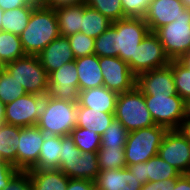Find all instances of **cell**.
Segmentation results:
<instances>
[{
	"mask_svg": "<svg viewBox=\"0 0 190 190\" xmlns=\"http://www.w3.org/2000/svg\"><path fill=\"white\" fill-rule=\"evenodd\" d=\"M187 9H190V0H181Z\"/></svg>",
	"mask_w": 190,
	"mask_h": 190,
	"instance_id": "cell-53",
	"label": "cell"
},
{
	"mask_svg": "<svg viewBox=\"0 0 190 190\" xmlns=\"http://www.w3.org/2000/svg\"><path fill=\"white\" fill-rule=\"evenodd\" d=\"M25 94L27 92L23 85L19 84L14 76L4 69L0 80V101L8 104Z\"/></svg>",
	"mask_w": 190,
	"mask_h": 190,
	"instance_id": "cell-32",
	"label": "cell"
},
{
	"mask_svg": "<svg viewBox=\"0 0 190 190\" xmlns=\"http://www.w3.org/2000/svg\"><path fill=\"white\" fill-rule=\"evenodd\" d=\"M114 116L128 132L156 125L147 109L144 94L137 87L118 93Z\"/></svg>",
	"mask_w": 190,
	"mask_h": 190,
	"instance_id": "cell-3",
	"label": "cell"
},
{
	"mask_svg": "<svg viewBox=\"0 0 190 190\" xmlns=\"http://www.w3.org/2000/svg\"><path fill=\"white\" fill-rule=\"evenodd\" d=\"M86 4L102 13L112 22L126 18L121 0H87Z\"/></svg>",
	"mask_w": 190,
	"mask_h": 190,
	"instance_id": "cell-37",
	"label": "cell"
},
{
	"mask_svg": "<svg viewBox=\"0 0 190 190\" xmlns=\"http://www.w3.org/2000/svg\"><path fill=\"white\" fill-rule=\"evenodd\" d=\"M14 166L6 161H0V190H3L10 179L18 172Z\"/></svg>",
	"mask_w": 190,
	"mask_h": 190,
	"instance_id": "cell-42",
	"label": "cell"
},
{
	"mask_svg": "<svg viewBox=\"0 0 190 190\" xmlns=\"http://www.w3.org/2000/svg\"><path fill=\"white\" fill-rule=\"evenodd\" d=\"M116 28V53L124 62L128 63L131 70V58L141 41L150 32L144 18L126 17L112 22Z\"/></svg>",
	"mask_w": 190,
	"mask_h": 190,
	"instance_id": "cell-7",
	"label": "cell"
},
{
	"mask_svg": "<svg viewBox=\"0 0 190 190\" xmlns=\"http://www.w3.org/2000/svg\"><path fill=\"white\" fill-rule=\"evenodd\" d=\"M186 10L181 0H150L144 20L150 32H155L158 28L173 22Z\"/></svg>",
	"mask_w": 190,
	"mask_h": 190,
	"instance_id": "cell-16",
	"label": "cell"
},
{
	"mask_svg": "<svg viewBox=\"0 0 190 190\" xmlns=\"http://www.w3.org/2000/svg\"><path fill=\"white\" fill-rule=\"evenodd\" d=\"M117 97V92L100 86L79 91L78 104L100 112L115 113Z\"/></svg>",
	"mask_w": 190,
	"mask_h": 190,
	"instance_id": "cell-20",
	"label": "cell"
},
{
	"mask_svg": "<svg viewBox=\"0 0 190 190\" xmlns=\"http://www.w3.org/2000/svg\"><path fill=\"white\" fill-rule=\"evenodd\" d=\"M170 61L158 36L149 32L137 48L135 58H131V71L137 76L142 72L167 66Z\"/></svg>",
	"mask_w": 190,
	"mask_h": 190,
	"instance_id": "cell-10",
	"label": "cell"
},
{
	"mask_svg": "<svg viewBox=\"0 0 190 190\" xmlns=\"http://www.w3.org/2000/svg\"><path fill=\"white\" fill-rule=\"evenodd\" d=\"M60 36L68 37L81 31L83 2L55 9Z\"/></svg>",
	"mask_w": 190,
	"mask_h": 190,
	"instance_id": "cell-23",
	"label": "cell"
},
{
	"mask_svg": "<svg viewBox=\"0 0 190 190\" xmlns=\"http://www.w3.org/2000/svg\"><path fill=\"white\" fill-rule=\"evenodd\" d=\"M180 130L190 140V120H184Z\"/></svg>",
	"mask_w": 190,
	"mask_h": 190,
	"instance_id": "cell-49",
	"label": "cell"
},
{
	"mask_svg": "<svg viewBox=\"0 0 190 190\" xmlns=\"http://www.w3.org/2000/svg\"><path fill=\"white\" fill-rule=\"evenodd\" d=\"M170 60L184 57L190 48V9L154 32Z\"/></svg>",
	"mask_w": 190,
	"mask_h": 190,
	"instance_id": "cell-8",
	"label": "cell"
},
{
	"mask_svg": "<svg viewBox=\"0 0 190 190\" xmlns=\"http://www.w3.org/2000/svg\"><path fill=\"white\" fill-rule=\"evenodd\" d=\"M94 54L99 57H118L116 53V28L113 25L95 39Z\"/></svg>",
	"mask_w": 190,
	"mask_h": 190,
	"instance_id": "cell-35",
	"label": "cell"
},
{
	"mask_svg": "<svg viewBox=\"0 0 190 190\" xmlns=\"http://www.w3.org/2000/svg\"><path fill=\"white\" fill-rule=\"evenodd\" d=\"M80 149L75 145L71 135L62 136V148L60 152L59 165L64 160H73L81 156Z\"/></svg>",
	"mask_w": 190,
	"mask_h": 190,
	"instance_id": "cell-41",
	"label": "cell"
},
{
	"mask_svg": "<svg viewBox=\"0 0 190 190\" xmlns=\"http://www.w3.org/2000/svg\"><path fill=\"white\" fill-rule=\"evenodd\" d=\"M78 102L44 96L42 111L36 126L46 135H70L76 127Z\"/></svg>",
	"mask_w": 190,
	"mask_h": 190,
	"instance_id": "cell-2",
	"label": "cell"
},
{
	"mask_svg": "<svg viewBox=\"0 0 190 190\" xmlns=\"http://www.w3.org/2000/svg\"><path fill=\"white\" fill-rule=\"evenodd\" d=\"M39 2L35 0H0V7L4 10H12L18 7L27 5H38Z\"/></svg>",
	"mask_w": 190,
	"mask_h": 190,
	"instance_id": "cell-45",
	"label": "cell"
},
{
	"mask_svg": "<svg viewBox=\"0 0 190 190\" xmlns=\"http://www.w3.org/2000/svg\"><path fill=\"white\" fill-rule=\"evenodd\" d=\"M145 171L148 182H157L165 179L178 178L181 174L159 155L151 157L145 162Z\"/></svg>",
	"mask_w": 190,
	"mask_h": 190,
	"instance_id": "cell-30",
	"label": "cell"
},
{
	"mask_svg": "<svg viewBox=\"0 0 190 190\" xmlns=\"http://www.w3.org/2000/svg\"><path fill=\"white\" fill-rule=\"evenodd\" d=\"M37 56L48 75L63 64L73 62L76 59L69 39L63 36L50 42Z\"/></svg>",
	"mask_w": 190,
	"mask_h": 190,
	"instance_id": "cell-17",
	"label": "cell"
},
{
	"mask_svg": "<svg viewBox=\"0 0 190 190\" xmlns=\"http://www.w3.org/2000/svg\"><path fill=\"white\" fill-rule=\"evenodd\" d=\"M125 17L144 18L150 0H121Z\"/></svg>",
	"mask_w": 190,
	"mask_h": 190,
	"instance_id": "cell-39",
	"label": "cell"
},
{
	"mask_svg": "<svg viewBox=\"0 0 190 190\" xmlns=\"http://www.w3.org/2000/svg\"><path fill=\"white\" fill-rule=\"evenodd\" d=\"M37 5H27L4 11L2 15V31L20 35L27 27L31 13Z\"/></svg>",
	"mask_w": 190,
	"mask_h": 190,
	"instance_id": "cell-28",
	"label": "cell"
},
{
	"mask_svg": "<svg viewBox=\"0 0 190 190\" xmlns=\"http://www.w3.org/2000/svg\"><path fill=\"white\" fill-rule=\"evenodd\" d=\"M4 68H5V65L3 64V62L0 59V69H4Z\"/></svg>",
	"mask_w": 190,
	"mask_h": 190,
	"instance_id": "cell-55",
	"label": "cell"
},
{
	"mask_svg": "<svg viewBox=\"0 0 190 190\" xmlns=\"http://www.w3.org/2000/svg\"><path fill=\"white\" fill-rule=\"evenodd\" d=\"M177 178L165 179L157 182H147L142 185L140 190H173Z\"/></svg>",
	"mask_w": 190,
	"mask_h": 190,
	"instance_id": "cell-43",
	"label": "cell"
},
{
	"mask_svg": "<svg viewBox=\"0 0 190 190\" xmlns=\"http://www.w3.org/2000/svg\"><path fill=\"white\" fill-rule=\"evenodd\" d=\"M177 94L185 101L190 99V70L180 61L171 60Z\"/></svg>",
	"mask_w": 190,
	"mask_h": 190,
	"instance_id": "cell-34",
	"label": "cell"
},
{
	"mask_svg": "<svg viewBox=\"0 0 190 190\" xmlns=\"http://www.w3.org/2000/svg\"><path fill=\"white\" fill-rule=\"evenodd\" d=\"M67 38L69 39L75 58L94 54V38L82 32L69 35Z\"/></svg>",
	"mask_w": 190,
	"mask_h": 190,
	"instance_id": "cell-38",
	"label": "cell"
},
{
	"mask_svg": "<svg viewBox=\"0 0 190 190\" xmlns=\"http://www.w3.org/2000/svg\"><path fill=\"white\" fill-rule=\"evenodd\" d=\"M25 55L19 35L0 31V59L4 65Z\"/></svg>",
	"mask_w": 190,
	"mask_h": 190,
	"instance_id": "cell-29",
	"label": "cell"
},
{
	"mask_svg": "<svg viewBox=\"0 0 190 190\" xmlns=\"http://www.w3.org/2000/svg\"><path fill=\"white\" fill-rule=\"evenodd\" d=\"M70 135L81 152H97L101 147V136L89 129L76 126Z\"/></svg>",
	"mask_w": 190,
	"mask_h": 190,
	"instance_id": "cell-33",
	"label": "cell"
},
{
	"mask_svg": "<svg viewBox=\"0 0 190 190\" xmlns=\"http://www.w3.org/2000/svg\"><path fill=\"white\" fill-rule=\"evenodd\" d=\"M185 56H190V48L188 49L187 53Z\"/></svg>",
	"mask_w": 190,
	"mask_h": 190,
	"instance_id": "cell-56",
	"label": "cell"
},
{
	"mask_svg": "<svg viewBox=\"0 0 190 190\" xmlns=\"http://www.w3.org/2000/svg\"><path fill=\"white\" fill-rule=\"evenodd\" d=\"M34 190H66L69 178L61 170H28Z\"/></svg>",
	"mask_w": 190,
	"mask_h": 190,
	"instance_id": "cell-24",
	"label": "cell"
},
{
	"mask_svg": "<svg viewBox=\"0 0 190 190\" xmlns=\"http://www.w3.org/2000/svg\"><path fill=\"white\" fill-rule=\"evenodd\" d=\"M4 69H0V80H1V75L3 73Z\"/></svg>",
	"mask_w": 190,
	"mask_h": 190,
	"instance_id": "cell-57",
	"label": "cell"
},
{
	"mask_svg": "<svg viewBox=\"0 0 190 190\" xmlns=\"http://www.w3.org/2000/svg\"><path fill=\"white\" fill-rule=\"evenodd\" d=\"M179 60L190 70V56H184Z\"/></svg>",
	"mask_w": 190,
	"mask_h": 190,
	"instance_id": "cell-52",
	"label": "cell"
},
{
	"mask_svg": "<svg viewBox=\"0 0 190 190\" xmlns=\"http://www.w3.org/2000/svg\"><path fill=\"white\" fill-rule=\"evenodd\" d=\"M3 190H34L29 172L19 170Z\"/></svg>",
	"mask_w": 190,
	"mask_h": 190,
	"instance_id": "cell-40",
	"label": "cell"
},
{
	"mask_svg": "<svg viewBox=\"0 0 190 190\" xmlns=\"http://www.w3.org/2000/svg\"><path fill=\"white\" fill-rule=\"evenodd\" d=\"M103 75V86L117 93L133 90L136 87V75L128 63L119 57H99Z\"/></svg>",
	"mask_w": 190,
	"mask_h": 190,
	"instance_id": "cell-12",
	"label": "cell"
},
{
	"mask_svg": "<svg viewBox=\"0 0 190 190\" xmlns=\"http://www.w3.org/2000/svg\"><path fill=\"white\" fill-rule=\"evenodd\" d=\"M126 167L131 171L132 175L137 177L142 185L148 182V176L145 171V162L126 165Z\"/></svg>",
	"mask_w": 190,
	"mask_h": 190,
	"instance_id": "cell-46",
	"label": "cell"
},
{
	"mask_svg": "<svg viewBox=\"0 0 190 190\" xmlns=\"http://www.w3.org/2000/svg\"><path fill=\"white\" fill-rule=\"evenodd\" d=\"M112 25V21L102 13L83 2V18L81 31L87 36L96 39Z\"/></svg>",
	"mask_w": 190,
	"mask_h": 190,
	"instance_id": "cell-26",
	"label": "cell"
},
{
	"mask_svg": "<svg viewBox=\"0 0 190 190\" xmlns=\"http://www.w3.org/2000/svg\"><path fill=\"white\" fill-rule=\"evenodd\" d=\"M4 13V10L0 7V31H2V15Z\"/></svg>",
	"mask_w": 190,
	"mask_h": 190,
	"instance_id": "cell-54",
	"label": "cell"
},
{
	"mask_svg": "<svg viewBox=\"0 0 190 190\" xmlns=\"http://www.w3.org/2000/svg\"><path fill=\"white\" fill-rule=\"evenodd\" d=\"M62 136L45 135L40 150L39 160L33 169L59 170Z\"/></svg>",
	"mask_w": 190,
	"mask_h": 190,
	"instance_id": "cell-25",
	"label": "cell"
},
{
	"mask_svg": "<svg viewBox=\"0 0 190 190\" xmlns=\"http://www.w3.org/2000/svg\"><path fill=\"white\" fill-rule=\"evenodd\" d=\"M124 147H100L97 151L100 171L125 168L127 164L125 161Z\"/></svg>",
	"mask_w": 190,
	"mask_h": 190,
	"instance_id": "cell-31",
	"label": "cell"
},
{
	"mask_svg": "<svg viewBox=\"0 0 190 190\" xmlns=\"http://www.w3.org/2000/svg\"><path fill=\"white\" fill-rule=\"evenodd\" d=\"M47 96L78 102L79 79L75 61L63 64L49 75Z\"/></svg>",
	"mask_w": 190,
	"mask_h": 190,
	"instance_id": "cell-14",
	"label": "cell"
},
{
	"mask_svg": "<svg viewBox=\"0 0 190 190\" xmlns=\"http://www.w3.org/2000/svg\"><path fill=\"white\" fill-rule=\"evenodd\" d=\"M4 69L23 85L28 94L47 95L49 75L38 56L25 55L6 64Z\"/></svg>",
	"mask_w": 190,
	"mask_h": 190,
	"instance_id": "cell-5",
	"label": "cell"
},
{
	"mask_svg": "<svg viewBox=\"0 0 190 190\" xmlns=\"http://www.w3.org/2000/svg\"><path fill=\"white\" fill-rule=\"evenodd\" d=\"M128 133L126 128L114 118L100 137L101 147L125 146Z\"/></svg>",
	"mask_w": 190,
	"mask_h": 190,
	"instance_id": "cell-36",
	"label": "cell"
},
{
	"mask_svg": "<svg viewBox=\"0 0 190 190\" xmlns=\"http://www.w3.org/2000/svg\"><path fill=\"white\" fill-rule=\"evenodd\" d=\"M42 5L56 9L63 6L74 5L82 3V0H41Z\"/></svg>",
	"mask_w": 190,
	"mask_h": 190,
	"instance_id": "cell-47",
	"label": "cell"
},
{
	"mask_svg": "<svg viewBox=\"0 0 190 190\" xmlns=\"http://www.w3.org/2000/svg\"><path fill=\"white\" fill-rule=\"evenodd\" d=\"M184 120H190V99L185 101Z\"/></svg>",
	"mask_w": 190,
	"mask_h": 190,
	"instance_id": "cell-50",
	"label": "cell"
},
{
	"mask_svg": "<svg viewBox=\"0 0 190 190\" xmlns=\"http://www.w3.org/2000/svg\"><path fill=\"white\" fill-rule=\"evenodd\" d=\"M167 129L160 125L129 132L124 147L127 165L148 161L158 155V150Z\"/></svg>",
	"mask_w": 190,
	"mask_h": 190,
	"instance_id": "cell-4",
	"label": "cell"
},
{
	"mask_svg": "<svg viewBox=\"0 0 190 190\" xmlns=\"http://www.w3.org/2000/svg\"><path fill=\"white\" fill-rule=\"evenodd\" d=\"M22 127L1 124L0 125V156L4 161L16 168V152L18 149L19 132Z\"/></svg>",
	"mask_w": 190,
	"mask_h": 190,
	"instance_id": "cell-27",
	"label": "cell"
},
{
	"mask_svg": "<svg viewBox=\"0 0 190 190\" xmlns=\"http://www.w3.org/2000/svg\"><path fill=\"white\" fill-rule=\"evenodd\" d=\"M45 135L36 125L21 128L16 152L17 170L28 171L37 165Z\"/></svg>",
	"mask_w": 190,
	"mask_h": 190,
	"instance_id": "cell-13",
	"label": "cell"
},
{
	"mask_svg": "<svg viewBox=\"0 0 190 190\" xmlns=\"http://www.w3.org/2000/svg\"><path fill=\"white\" fill-rule=\"evenodd\" d=\"M5 123V104L0 101V125Z\"/></svg>",
	"mask_w": 190,
	"mask_h": 190,
	"instance_id": "cell-51",
	"label": "cell"
},
{
	"mask_svg": "<svg viewBox=\"0 0 190 190\" xmlns=\"http://www.w3.org/2000/svg\"><path fill=\"white\" fill-rule=\"evenodd\" d=\"M94 183L96 190H140L142 187L127 167L100 171Z\"/></svg>",
	"mask_w": 190,
	"mask_h": 190,
	"instance_id": "cell-19",
	"label": "cell"
},
{
	"mask_svg": "<svg viewBox=\"0 0 190 190\" xmlns=\"http://www.w3.org/2000/svg\"><path fill=\"white\" fill-rule=\"evenodd\" d=\"M79 79V91L103 86V75L96 54L78 57L75 60Z\"/></svg>",
	"mask_w": 190,
	"mask_h": 190,
	"instance_id": "cell-21",
	"label": "cell"
},
{
	"mask_svg": "<svg viewBox=\"0 0 190 190\" xmlns=\"http://www.w3.org/2000/svg\"><path fill=\"white\" fill-rule=\"evenodd\" d=\"M147 109L156 125L179 130L184 121L185 100L175 95H144Z\"/></svg>",
	"mask_w": 190,
	"mask_h": 190,
	"instance_id": "cell-6",
	"label": "cell"
},
{
	"mask_svg": "<svg viewBox=\"0 0 190 190\" xmlns=\"http://www.w3.org/2000/svg\"><path fill=\"white\" fill-rule=\"evenodd\" d=\"M66 190H96V188L93 181L69 178Z\"/></svg>",
	"mask_w": 190,
	"mask_h": 190,
	"instance_id": "cell-44",
	"label": "cell"
},
{
	"mask_svg": "<svg viewBox=\"0 0 190 190\" xmlns=\"http://www.w3.org/2000/svg\"><path fill=\"white\" fill-rule=\"evenodd\" d=\"M158 155L181 175L190 174V140L179 130H167Z\"/></svg>",
	"mask_w": 190,
	"mask_h": 190,
	"instance_id": "cell-9",
	"label": "cell"
},
{
	"mask_svg": "<svg viewBox=\"0 0 190 190\" xmlns=\"http://www.w3.org/2000/svg\"><path fill=\"white\" fill-rule=\"evenodd\" d=\"M136 87L144 95L177 94L173 71L169 65L145 71L136 76Z\"/></svg>",
	"mask_w": 190,
	"mask_h": 190,
	"instance_id": "cell-15",
	"label": "cell"
},
{
	"mask_svg": "<svg viewBox=\"0 0 190 190\" xmlns=\"http://www.w3.org/2000/svg\"><path fill=\"white\" fill-rule=\"evenodd\" d=\"M114 113H105L77 105V122L76 126L94 131L102 135L114 120Z\"/></svg>",
	"mask_w": 190,
	"mask_h": 190,
	"instance_id": "cell-22",
	"label": "cell"
},
{
	"mask_svg": "<svg viewBox=\"0 0 190 190\" xmlns=\"http://www.w3.org/2000/svg\"><path fill=\"white\" fill-rule=\"evenodd\" d=\"M60 36L55 9L39 3L32 11L27 27L19 35L26 55H38Z\"/></svg>",
	"mask_w": 190,
	"mask_h": 190,
	"instance_id": "cell-1",
	"label": "cell"
},
{
	"mask_svg": "<svg viewBox=\"0 0 190 190\" xmlns=\"http://www.w3.org/2000/svg\"><path fill=\"white\" fill-rule=\"evenodd\" d=\"M68 178L95 181L100 173L97 152H82L81 156L73 160H64L59 165Z\"/></svg>",
	"mask_w": 190,
	"mask_h": 190,
	"instance_id": "cell-18",
	"label": "cell"
},
{
	"mask_svg": "<svg viewBox=\"0 0 190 190\" xmlns=\"http://www.w3.org/2000/svg\"><path fill=\"white\" fill-rule=\"evenodd\" d=\"M43 101L44 96L27 93L5 104V123L22 128L36 125L42 111Z\"/></svg>",
	"mask_w": 190,
	"mask_h": 190,
	"instance_id": "cell-11",
	"label": "cell"
},
{
	"mask_svg": "<svg viewBox=\"0 0 190 190\" xmlns=\"http://www.w3.org/2000/svg\"><path fill=\"white\" fill-rule=\"evenodd\" d=\"M173 190H190V174L180 175Z\"/></svg>",
	"mask_w": 190,
	"mask_h": 190,
	"instance_id": "cell-48",
	"label": "cell"
}]
</instances>
